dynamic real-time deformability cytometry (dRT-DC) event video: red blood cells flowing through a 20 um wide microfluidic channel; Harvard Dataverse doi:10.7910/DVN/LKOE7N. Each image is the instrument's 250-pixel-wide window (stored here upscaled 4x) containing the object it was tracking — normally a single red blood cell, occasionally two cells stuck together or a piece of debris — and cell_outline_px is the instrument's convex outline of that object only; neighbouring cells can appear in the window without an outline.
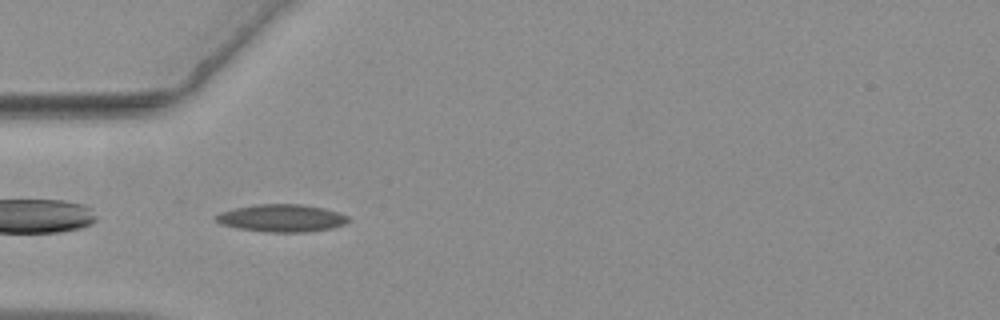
{"species": "common noctule bat (a hibernating species)", "species_latin": "Nyctalus noctula", "temperature_condition": "warm", "stored_images_in_passage": 29, "camera_frame_rate_fps": 3000, "um_per_image_px": 0.085, "animal": {"sex": "female", "body_mass_g": 19.3, "forearm_length_mm": 54.1}, "frame": {"image": 1, "passage_image": 2, "time_ms": 0.333, "image_size_px": [1000, 320], "cell_outline_px": [[352, 220], [344, 224], [332, 228], [308, 232], [264, 232], [236, 228], [224, 224], [216, 220], [212, 216], [220, 212], [232, 208], [256, 204], [300, 204], [324, 208], [340, 212], [348, 216]], "centroid_in_image_um": [23.95, 18.53], "position_along_channel_um": 61.0, "area_um2": 21.5}}
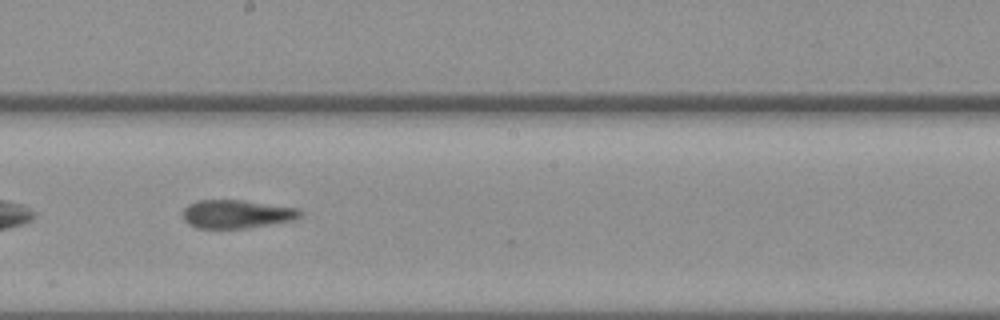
{"frame": {"image": 2, "passage_image": 16, "time_ms": 5.0, "image_size_px": [1000, 320], "cell_outline_px": [[304, 212], [296, 220], [244, 228], [196, 228], [188, 224], [184, 220], [184, 208], [188, 204], [196, 200], [244, 200], [300, 208]], "centroid_in_image_um": [20.15, 18.18], "position_along_channel_um": 228.0, "area_um2": 19.59}}
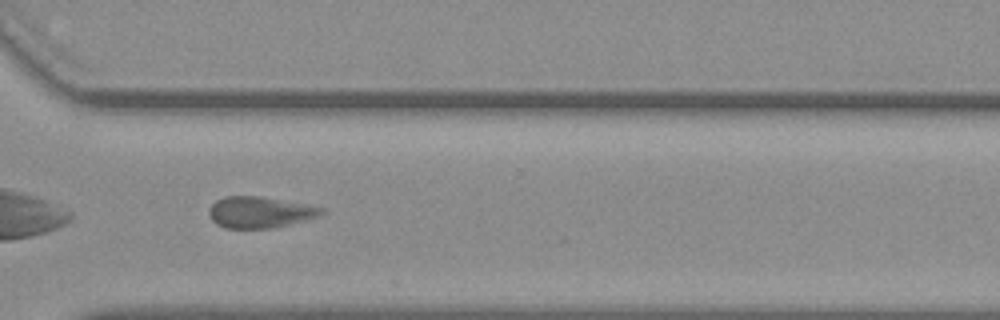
{"frame": {"image": 3, "passage_image": 26, "time_ms": 8.333, "image_size_px": [1000, 320], "cell_outline_px": [[324, 212], [320, 216], [272, 228], [224, 228], [216, 224], [212, 220], [208, 212], [208, 208], [216, 200], [224, 196], [256, 196], [324, 208]], "centroid_in_image_um": [22.02, 18.05], "position_along_channel_um": 348.6, "area_um2": 20.17}, "authors_computed_cell_mechanics": {"area_um2": 19.8832, "velocity_mm_per_s": 3.6177, "shape_relaxation_time_tau1_ms": null, "shape_relaxation_time_tau2_ms": 2.2904, "deformation_change_tau1": null, "deformation_change_tau2": 0.1092}}